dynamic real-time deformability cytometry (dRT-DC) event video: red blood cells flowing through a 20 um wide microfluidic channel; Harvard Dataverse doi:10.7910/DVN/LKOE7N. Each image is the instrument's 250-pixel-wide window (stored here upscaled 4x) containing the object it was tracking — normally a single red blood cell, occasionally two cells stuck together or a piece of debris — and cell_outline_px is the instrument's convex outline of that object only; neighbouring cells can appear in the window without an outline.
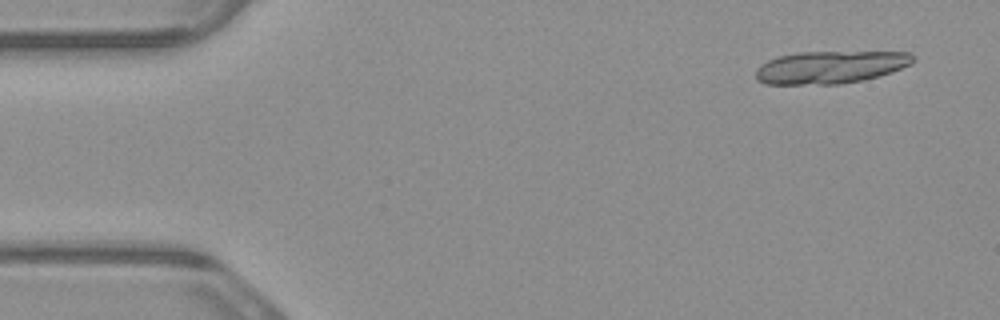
{"species": "common noctule bat (a hibernating species)", "species_latin": "Nyctalus noctula", "temperature_condition": "warm", "stored_images_in_passage": 5, "camera_frame_rate_fps": 3000, "um_per_image_px": 0.085, "animal": {"sex": "male", "body_mass_g": 23.1, "forearm_length_mm": 52.7}, "frame": {"image": 1, "passage_image": 1, "time_ms": 0.0, "image_size_px": [1000, 320], "cell_outline_px": [[916, 60], [912, 64], [892, 72], [864, 80], [840, 84], [764, 84], [756, 80], [756, 68], [768, 60], [780, 56], [800, 52], [912, 52], [916, 56]], "centroid_in_image_um": [70.62, 5.71], "position_along_channel_um": 14.4, "area_um2": 30.06}}